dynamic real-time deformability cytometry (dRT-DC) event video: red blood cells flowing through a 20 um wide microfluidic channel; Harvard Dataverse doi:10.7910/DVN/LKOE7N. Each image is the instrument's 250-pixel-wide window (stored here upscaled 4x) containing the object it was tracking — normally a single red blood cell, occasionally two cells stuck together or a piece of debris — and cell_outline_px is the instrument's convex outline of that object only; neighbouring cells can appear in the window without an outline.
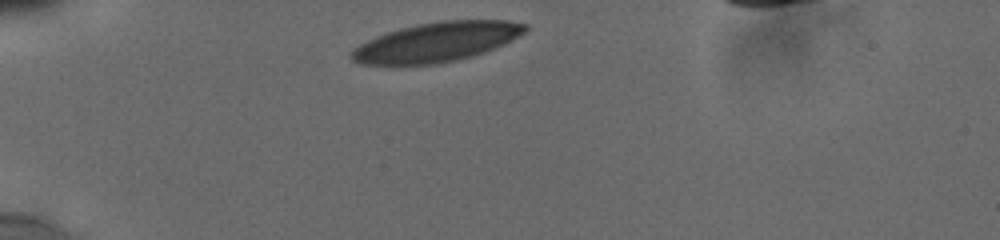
{"species": "human", "species_latin": "Homo sapiens", "temperature_condition": "cold", "stored_images_in_passage": 2, "camera_frame_rate_fps": 3000, "um_per_image_px": 0.085, "donor": {"sex": "male"}, "frame": {"image": 1, "passage_image": 1, "time_ms": 0.0, "image_size_px": [1000, 240], "cell_outline_px": [[528, 28], [524, 32], [512, 40], [492, 48], [468, 56], [452, 60], [432, 64], [360, 64], [352, 60], [348, 56], [360, 44], [376, 36], [400, 28], [416, 24], [440, 20], [504, 20], [528, 24]], "centroid_in_image_um": [37.09, 3.55], "position_along_channel_um": 47.9, "area_um2": 39.19}}